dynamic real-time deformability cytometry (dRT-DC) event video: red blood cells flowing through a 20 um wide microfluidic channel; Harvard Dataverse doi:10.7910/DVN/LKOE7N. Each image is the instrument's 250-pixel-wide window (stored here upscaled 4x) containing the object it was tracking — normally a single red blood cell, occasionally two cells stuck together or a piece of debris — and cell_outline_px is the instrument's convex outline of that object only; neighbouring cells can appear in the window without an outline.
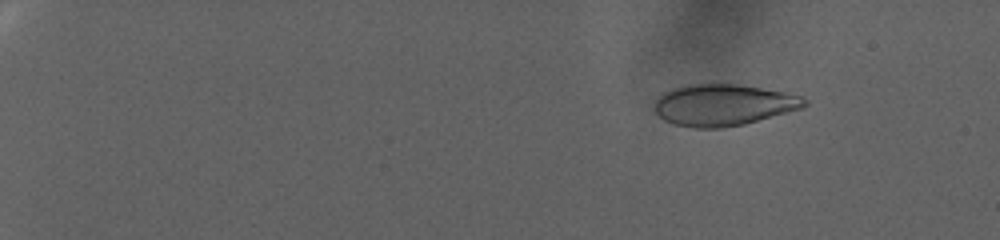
{"species": "human", "species_latin": "Homo sapiens", "temperature_condition": "warm", "stored_images_in_passage": 104, "camera_frame_rate_fps": 3000, "um_per_image_px": 0.085, "donor": {"sex": "female"}, "frame": {"image": 1, "passage_image": 16, "time_ms": 5.0, "image_size_px": [1000, 240], "cell_outline_px": [[808, 104], [804, 108], [744, 124], [720, 128], [692, 128], [676, 124], [664, 120], [656, 112], [656, 100], [664, 92], [672, 88], [688, 84], [736, 84], [784, 92], [800, 96], [808, 100]], "centroid_in_image_um": [61.51, 8.92], "position_along_channel_um": 23.5, "area_um2": 36.07}}
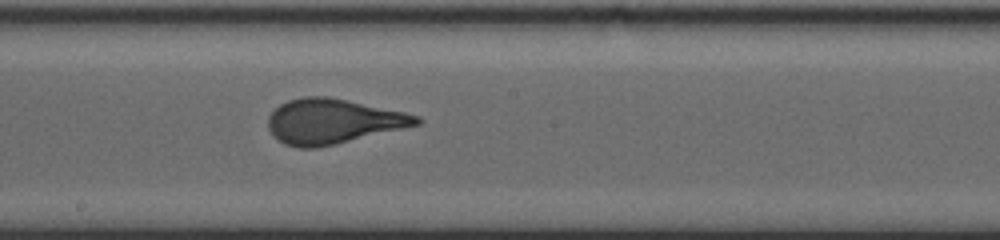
{"frame": {"image": 2, "passage_image": 66, "time_ms": 21.667, "image_size_px": [1000, 240], "cell_outline_px": [[424, 120], [420, 124], [336, 144], [316, 148], [300, 148], [284, 144], [268, 128], [268, 116], [280, 104], [288, 100], [304, 96], [328, 96], [348, 100], [404, 112], [420, 116]], "centroid_in_image_um": [28.3, 10.3], "position_along_channel_um": 219.9, "area_um2": 38.61}}
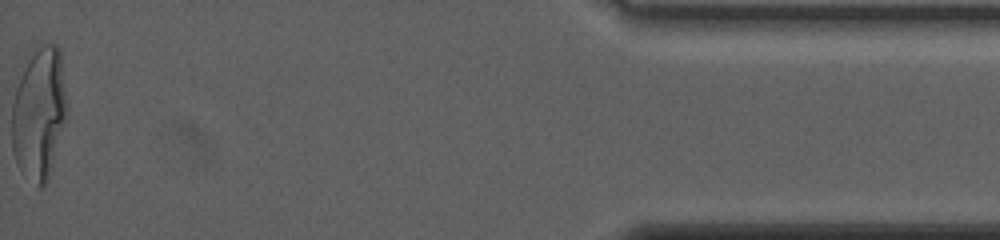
{"frame": {"image": 3, "passage_image": 104, "time_ms": 34.333, "image_size_px": [1000, 240], "cell_outline_px": [[68, 116], [48, 180], [40, 188], [16, 160], [12, 152], [12, 104], [16, 88], [32, 48], [40, 44], [56, 44], [60, 48], [68, 108]], "centroid_in_image_um": [3.36, 9.55], "position_along_channel_um": 431.8, "area_um2": 42.48}}